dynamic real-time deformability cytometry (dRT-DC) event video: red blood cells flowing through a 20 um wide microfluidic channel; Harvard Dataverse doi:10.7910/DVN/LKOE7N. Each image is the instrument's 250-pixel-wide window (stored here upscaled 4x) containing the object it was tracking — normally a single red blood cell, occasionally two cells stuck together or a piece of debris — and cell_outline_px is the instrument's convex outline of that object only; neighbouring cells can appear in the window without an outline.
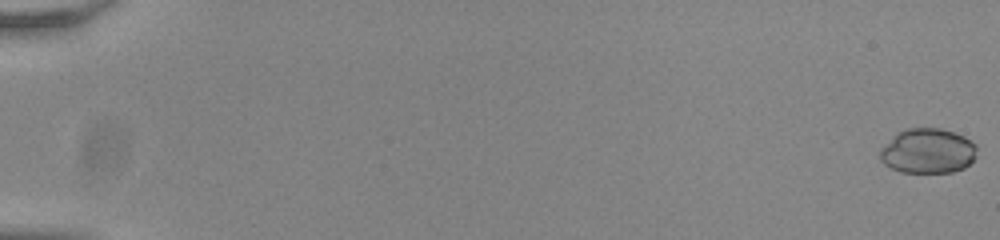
{"species": "common noctule bat (a hibernating species)", "species_latin": "Nyctalus noctula", "temperature_condition": "room temperature", "stored_images_in_passage": 56, "camera_frame_rate_fps": 3000, "um_per_image_px": 0.085, "animal": {"sex": "male", "body_mass_g": 20.0, "forearm_length_mm": 53.3}, "frame": {"image": 1, "passage_image": 1, "time_ms": 0.0, "image_size_px": [1000, 240], "cell_outline_px": [[976, 156], [964, 168], [952, 172], [900, 172], [884, 164], [880, 160], [880, 148], [896, 132], [908, 128], [940, 128], [964, 136], [976, 144]], "centroid_in_image_um": [78.84, 12.83], "position_along_channel_um": 6.2, "area_um2": 25.43}}
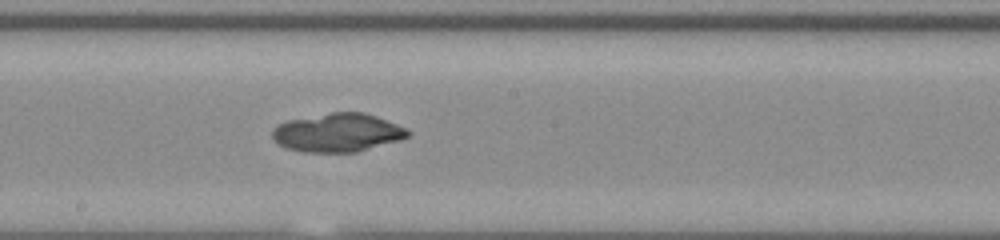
{"frame": {"image": 2, "passage_image": 33, "time_ms": 10.667, "image_size_px": [1000, 240], "cell_outline_px": [[412, 132], [408, 136], [400, 140], [356, 152], [304, 152], [284, 148], [276, 144], [272, 140], [272, 128], [276, 124], [288, 120], [332, 112], [364, 112], [376, 116], [408, 128]], "centroid_in_image_um": [28.67, 11.28], "position_along_channel_um": 219.5, "area_um2": 30.75}}
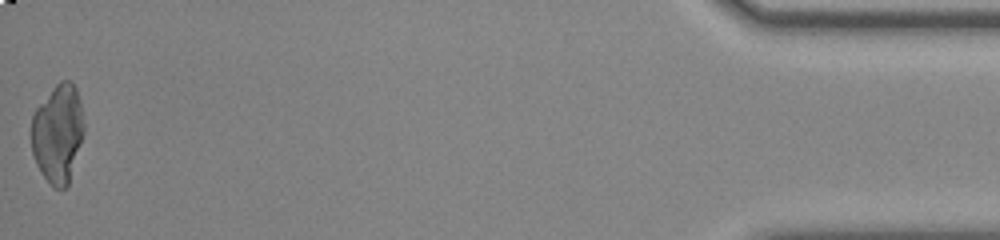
{"frame": {"image": 3, "passage_image": 56, "time_ms": 18.333, "image_size_px": [1000, 240], "cell_outline_px": [[84, 132], [68, 184], [64, 188], [52, 188], [36, 164], [32, 152], [32, 116], [36, 108], [52, 88], [60, 80], [72, 80], [76, 88], [80, 100], [84, 124]], "centroid_in_image_um": [4.92, 11.32], "position_along_channel_um": 430.3, "area_um2": 30.11}}